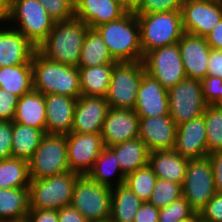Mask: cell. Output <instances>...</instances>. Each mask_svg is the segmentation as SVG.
<instances>
[{
	"label": "cell",
	"mask_w": 222,
	"mask_h": 222,
	"mask_svg": "<svg viewBox=\"0 0 222 222\" xmlns=\"http://www.w3.org/2000/svg\"><path fill=\"white\" fill-rule=\"evenodd\" d=\"M89 26L76 17L53 24L37 50L55 62L78 68L80 53Z\"/></svg>",
	"instance_id": "cell-1"
},
{
	"label": "cell",
	"mask_w": 222,
	"mask_h": 222,
	"mask_svg": "<svg viewBox=\"0 0 222 222\" xmlns=\"http://www.w3.org/2000/svg\"><path fill=\"white\" fill-rule=\"evenodd\" d=\"M33 89L40 93L60 94L79 98L81 96L78 68L55 62L38 50L32 57Z\"/></svg>",
	"instance_id": "cell-2"
},
{
	"label": "cell",
	"mask_w": 222,
	"mask_h": 222,
	"mask_svg": "<svg viewBox=\"0 0 222 222\" xmlns=\"http://www.w3.org/2000/svg\"><path fill=\"white\" fill-rule=\"evenodd\" d=\"M116 62L143 61L140 28L134 12L95 28Z\"/></svg>",
	"instance_id": "cell-3"
},
{
	"label": "cell",
	"mask_w": 222,
	"mask_h": 222,
	"mask_svg": "<svg viewBox=\"0 0 222 222\" xmlns=\"http://www.w3.org/2000/svg\"><path fill=\"white\" fill-rule=\"evenodd\" d=\"M54 23L38 0H10L7 4V25L37 48L47 38Z\"/></svg>",
	"instance_id": "cell-4"
},
{
	"label": "cell",
	"mask_w": 222,
	"mask_h": 222,
	"mask_svg": "<svg viewBox=\"0 0 222 222\" xmlns=\"http://www.w3.org/2000/svg\"><path fill=\"white\" fill-rule=\"evenodd\" d=\"M143 57L150 51L178 43L183 36L181 11L136 15Z\"/></svg>",
	"instance_id": "cell-5"
},
{
	"label": "cell",
	"mask_w": 222,
	"mask_h": 222,
	"mask_svg": "<svg viewBox=\"0 0 222 222\" xmlns=\"http://www.w3.org/2000/svg\"><path fill=\"white\" fill-rule=\"evenodd\" d=\"M30 180L69 172L66 134H45L28 160Z\"/></svg>",
	"instance_id": "cell-6"
},
{
	"label": "cell",
	"mask_w": 222,
	"mask_h": 222,
	"mask_svg": "<svg viewBox=\"0 0 222 222\" xmlns=\"http://www.w3.org/2000/svg\"><path fill=\"white\" fill-rule=\"evenodd\" d=\"M145 72L143 61L116 62L105 96L109 107L134 110L139 85Z\"/></svg>",
	"instance_id": "cell-7"
},
{
	"label": "cell",
	"mask_w": 222,
	"mask_h": 222,
	"mask_svg": "<svg viewBox=\"0 0 222 222\" xmlns=\"http://www.w3.org/2000/svg\"><path fill=\"white\" fill-rule=\"evenodd\" d=\"M79 174L66 172L38 180H30L31 209L59 210L71 204Z\"/></svg>",
	"instance_id": "cell-8"
},
{
	"label": "cell",
	"mask_w": 222,
	"mask_h": 222,
	"mask_svg": "<svg viewBox=\"0 0 222 222\" xmlns=\"http://www.w3.org/2000/svg\"><path fill=\"white\" fill-rule=\"evenodd\" d=\"M112 188L99 184L88 175H79L71 204L88 221L110 219Z\"/></svg>",
	"instance_id": "cell-9"
},
{
	"label": "cell",
	"mask_w": 222,
	"mask_h": 222,
	"mask_svg": "<svg viewBox=\"0 0 222 222\" xmlns=\"http://www.w3.org/2000/svg\"><path fill=\"white\" fill-rule=\"evenodd\" d=\"M169 115L179 126L203 115L207 104L200 80L186 78L168 90Z\"/></svg>",
	"instance_id": "cell-10"
},
{
	"label": "cell",
	"mask_w": 222,
	"mask_h": 222,
	"mask_svg": "<svg viewBox=\"0 0 222 222\" xmlns=\"http://www.w3.org/2000/svg\"><path fill=\"white\" fill-rule=\"evenodd\" d=\"M182 193L195 212H200L215 195L213 168L208 157L189 160Z\"/></svg>",
	"instance_id": "cell-11"
},
{
	"label": "cell",
	"mask_w": 222,
	"mask_h": 222,
	"mask_svg": "<svg viewBox=\"0 0 222 222\" xmlns=\"http://www.w3.org/2000/svg\"><path fill=\"white\" fill-rule=\"evenodd\" d=\"M143 63L146 73L167 90L187 78L178 43L148 52L143 58Z\"/></svg>",
	"instance_id": "cell-12"
},
{
	"label": "cell",
	"mask_w": 222,
	"mask_h": 222,
	"mask_svg": "<svg viewBox=\"0 0 222 222\" xmlns=\"http://www.w3.org/2000/svg\"><path fill=\"white\" fill-rule=\"evenodd\" d=\"M181 14L185 33L205 37L222 19V0H184Z\"/></svg>",
	"instance_id": "cell-13"
},
{
	"label": "cell",
	"mask_w": 222,
	"mask_h": 222,
	"mask_svg": "<svg viewBox=\"0 0 222 222\" xmlns=\"http://www.w3.org/2000/svg\"><path fill=\"white\" fill-rule=\"evenodd\" d=\"M69 169L79 175H87L102 152L104 146L101 134H66Z\"/></svg>",
	"instance_id": "cell-14"
},
{
	"label": "cell",
	"mask_w": 222,
	"mask_h": 222,
	"mask_svg": "<svg viewBox=\"0 0 222 222\" xmlns=\"http://www.w3.org/2000/svg\"><path fill=\"white\" fill-rule=\"evenodd\" d=\"M140 117L132 109L109 108L101 136L105 147L139 137Z\"/></svg>",
	"instance_id": "cell-15"
},
{
	"label": "cell",
	"mask_w": 222,
	"mask_h": 222,
	"mask_svg": "<svg viewBox=\"0 0 222 222\" xmlns=\"http://www.w3.org/2000/svg\"><path fill=\"white\" fill-rule=\"evenodd\" d=\"M109 108L104 97L81 95L75 106L71 132L101 134Z\"/></svg>",
	"instance_id": "cell-16"
},
{
	"label": "cell",
	"mask_w": 222,
	"mask_h": 222,
	"mask_svg": "<svg viewBox=\"0 0 222 222\" xmlns=\"http://www.w3.org/2000/svg\"><path fill=\"white\" fill-rule=\"evenodd\" d=\"M173 150L189 160L202 159L208 156L203 115L177 126Z\"/></svg>",
	"instance_id": "cell-17"
},
{
	"label": "cell",
	"mask_w": 222,
	"mask_h": 222,
	"mask_svg": "<svg viewBox=\"0 0 222 222\" xmlns=\"http://www.w3.org/2000/svg\"><path fill=\"white\" fill-rule=\"evenodd\" d=\"M177 126L170 115L140 117L139 138L149 152L172 150L175 145Z\"/></svg>",
	"instance_id": "cell-18"
},
{
	"label": "cell",
	"mask_w": 222,
	"mask_h": 222,
	"mask_svg": "<svg viewBox=\"0 0 222 222\" xmlns=\"http://www.w3.org/2000/svg\"><path fill=\"white\" fill-rule=\"evenodd\" d=\"M178 45L186 77L198 80L205 78L211 50L206 38L184 33Z\"/></svg>",
	"instance_id": "cell-19"
},
{
	"label": "cell",
	"mask_w": 222,
	"mask_h": 222,
	"mask_svg": "<svg viewBox=\"0 0 222 222\" xmlns=\"http://www.w3.org/2000/svg\"><path fill=\"white\" fill-rule=\"evenodd\" d=\"M134 111L139 117L169 115L168 90L146 72L139 85Z\"/></svg>",
	"instance_id": "cell-20"
},
{
	"label": "cell",
	"mask_w": 222,
	"mask_h": 222,
	"mask_svg": "<svg viewBox=\"0 0 222 222\" xmlns=\"http://www.w3.org/2000/svg\"><path fill=\"white\" fill-rule=\"evenodd\" d=\"M37 47L23 34L6 25L0 28V68L31 63Z\"/></svg>",
	"instance_id": "cell-21"
},
{
	"label": "cell",
	"mask_w": 222,
	"mask_h": 222,
	"mask_svg": "<svg viewBox=\"0 0 222 222\" xmlns=\"http://www.w3.org/2000/svg\"><path fill=\"white\" fill-rule=\"evenodd\" d=\"M78 98L60 94H46V134L71 133Z\"/></svg>",
	"instance_id": "cell-22"
},
{
	"label": "cell",
	"mask_w": 222,
	"mask_h": 222,
	"mask_svg": "<svg viewBox=\"0 0 222 222\" xmlns=\"http://www.w3.org/2000/svg\"><path fill=\"white\" fill-rule=\"evenodd\" d=\"M74 4L75 17L94 29L128 12L115 0H74Z\"/></svg>",
	"instance_id": "cell-23"
},
{
	"label": "cell",
	"mask_w": 222,
	"mask_h": 222,
	"mask_svg": "<svg viewBox=\"0 0 222 222\" xmlns=\"http://www.w3.org/2000/svg\"><path fill=\"white\" fill-rule=\"evenodd\" d=\"M189 159L172 150L149 152L148 164L161 179L183 184Z\"/></svg>",
	"instance_id": "cell-24"
},
{
	"label": "cell",
	"mask_w": 222,
	"mask_h": 222,
	"mask_svg": "<svg viewBox=\"0 0 222 222\" xmlns=\"http://www.w3.org/2000/svg\"><path fill=\"white\" fill-rule=\"evenodd\" d=\"M13 122L41 129L46 134L45 95L32 89L20 97Z\"/></svg>",
	"instance_id": "cell-25"
},
{
	"label": "cell",
	"mask_w": 222,
	"mask_h": 222,
	"mask_svg": "<svg viewBox=\"0 0 222 222\" xmlns=\"http://www.w3.org/2000/svg\"><path fill=\"white\" fill-rule=\"evenodd\" d=\"M31 210V191L26 188H0V222L26 220Z\"/></svg>",
	"instance_id": "cell-26"
},
{
	"label": "cell",
	"mask_w": 222,
	"mask_h": 222,
	"mask_svg": "<svg viewBox=\"0 0 222 222\" xmlns=\"http://www.w3.org/2000/svg\"><path fill=\"white\" fill-rule=\"evenodd\" d=\"M109 148L116 154L117 162L125 176L148 164L149 150L139 137Z\"/></svg>",
	"instance_id": "cell-27"
},
{
	"label": "cell",
	"mask_w": 222,
	"mask_h": 222,
	"mask_svg": "<svg viewBox=\"0 0 222 222\" xmlns=\"http://www.w3.org/2000/svg\"><path fill=\"white\" fill-rule=\"evenodd\" d=\"M142 203L126 184L112 187L111 222H133Z\"/></svg>",
	"instance_id": "cell-28"
},
{
	"label": "cell",
	"mask_w": 222,
	"mask_h": 222,
	"mask_svg": "<svg viewBox=\"0 0 222 222\" xmlns=\"http://www.w3.org/2000/svg\"><path fill=\"white\" fill-rule=\"evenodd\" d=\"M87 175L95 182L111 188L124 184L126 178L117 162L116 154L109 147L103 148Z\"/></svg>",
	"instance_id": "cell-29"
},
{
	"label": "cell",
	"mask_w": 222,
	"mask_h": 222,
	"mask_svg": "<svg viewBox=\"0 0 222 222\" xmlns=\"http://www.w3.org/2000/svg\"><path fill=\"white\" fill-rule=\"evenodd\" d=\"M114 64L78 67L81 95L104 97L107 94Z\"/></svg>",
	"instance_id": "cell-30"
},
{
	"label": "cell",
	"mask_w": 222,
	"mask_h": 222,
	"mask_svg": "<svg viewBox=\"0 0 222 222\" xmlns=\"http://www.w3.org/2000/svg\"><path fill=\"white\" fill-rule=\"evenodd\" d=\"M45 133L38 128L12 122V157L29 160Z\"/></svg>",
	"instance_id": "cell-31"
},
{
	"label": "cell",
	"mask_w": 222,
	"mask_h": 222,
	"mask_svg": "<svg viewBox=\"0 0 222 222\" xmlns=\"http://www.w3.org/2000/svg\"><path fill=\"white\" fill-rule=\"evenodd\" d=\"M101 35L89 28L83 42L78 67H92L102 64H115Z\"/></svg>",
	"instance_id": "cell-32"
},
{
	"label": "cell",
	"mask_w": 222,
	"mask_h": 222,
	"mask_svg": "<svg viewBox=\"0 0 222 222\" xmlns=\"http://www.w3.org/2000/svg\"><path fill=\"white\" fill-rule=\"evenodd\" d=\"M0 88L19 98L30 92L33 89L32 63L1 67Z\"/></svg>",
	"instance_id": "cell-33"
},
{
	"label": "cell",
	"mask_w": 222,
	"mask_h": 222,
	"mask_svg": "<svg viewBox=\"0 0 222 222\" xmlns=\"http://www.w3.org/2000/svg\"><path fill=\"white\" fill-rule=\"evenodd\" d=\"M29 185L27 160L15 157L0 160V188H26Z\"/></svg>",
	"instance_id": "cell-34"
},
{
	"label": "cell",
	"mask_w": 222,
	"mask_h": 222,
	"mask_svg": "<svg viewBox=\"0 0 222 222\" xmlns=\"http://www.w3.org/2000/svg\"><path fill=\"white\" fill-rule=\"evenodd\" d=\"M157 176L149 164L130 173L125 178V183L143 202L151 198Z\"/></svg>",
	"instance_id": "cell-35"
},
{
	"label": "cell",
	"mask_w": 222,
	"mask_h": 222,
	"mask_svg": "<svg viewBox=\"0 0 222 222\" xmlns=\"http://www.w3.org/2000/svg\"><path fill=\"white\" fill-rule=\"evenodd\" d=\"M203 117L206 126L208 153L222 150V107L220 105H207Z\"/></svg>",
	"instance_id": "cell-36"
},
{
	"label": "cell",
	"mask_w": 222,
	"mask_h": 222,
	"mask_svg": "<svg viewBox=\"0 0 222 222\" xmlns=\"http://www.w3.org/2000/svg\"><path fill=\"white\" fill-rule=\"evenodd\" d=\"M182 196L181 184L157 178L151 198L148 202L160 209L180 199Z\"/></svg>",
	"instance_id": "cell-37"
},
{
	"label": "cell",
	"mask_w": 222,
	"mask_h": 222,
	"mask_svg": "<svg viewBox=\"0 0 222 222\" xmlns=\"http://www.w3.org/2000/svg\"><path fill=\"white\" fill-rule=\"evenodd\" d=\"M194 212L188 201L182 196L168 206L159 209L158 222H179L191 216Z\"/></svg>",
	"instance_id": "cell-38"
},
{
	"label": "cell",
	"mask_w": 222,
	"mask_h": 222,
	"mask_svg": "<svg viewBox=\"0 0 222 222\" xmlns=\"http://www.w3.org/2000/svg\"><path fill=\"white\" fill-rule=\"evenodd\" d=\"M55 21H67L75 17L74 0H38Z\"/></svg>",
	"instance_id": "cell-39"
},
{
	"label": "cell",
	"mask_w": 222,
	"mask_h": 222,
	"mask_svg": "<svg viewBox=\"0 0 222 222\" xmlns=\"http://www.w3.org/2000/svg\"><path fill=\"white\" fill-rule=\"evenodd\" d=\"M184 0H139L136 15L181 11Z\"/></svg>",
	"instance_id": "cell-40"
},
{
	"label": "cell",
	"mask_w": 222,
	"mask_h": 222,
	"mask_svg": "<svg viewBox=\"0 0 222 222\" xmlns=\"http://www.w3.org/2000/svg\"><path fill=\"white\" fill-rule=\"evenodd\" d=\"M203 98L207 105L222 103V78L207 75L200 80Z\"/></svg>",
	"instance_id": "cell-41"
},
{
	"label": "cell",
	"mask_w": 222,
	"mask_h": 222,
	"mask_svg": "<svg viewBox=\"0 0 222 222\" xmlns=\"http://www.w3.org/2000/svg\"><path fill=\"white\" fill-rule=\"evenodd\" d=\"M203 222H222V193L215 195L200 211Z\"/></svg>",
	"instance_id": "cell-42"
},
{
	"label": "cell",
	"mask_w": 222,
	"mask_h": 222,
	"mask_svg": "<svg viewBox=\"0 0 222 222\" xmlns=\"http://www.w3.org/2000/svg\"><path fill=\"white\" fill-rule=\"evenodd\" d=\"M19 97L0 88V120L13 122Z\"/></svg>",
	"instance_id": "cell-43"
},
{
	"label": "cell",
	"mask_w": 222,
	"mask_h": 222,
	"mask_svg": "<svg viewBox=\"0 0 222 222\" xmlns=\"http://www.w3.org/2000/svg\"><path fill=\"white\" fill-rule=\"evenodd\" d=\"M12 122L0 120V160L12 157Z\"/></svg>",
	"instance_id": "cell-44"
},
{
	"label": "cell",
	"mask_w": 222,
	"mask_h": 222,
	"mask_svg": "<svg viewBox=\"0 0 222 222\" xmlns=\"http://www.w3.org/2000/svg\"><path fill=\"white\" fill-rule=\"evenodd\" d=\"M207 157L212 164L216 193H222V150L214 151Z\"/></svg>",
	"instance_id": "cell-45"
},
{
	"label": "cell",
	"mask_w": 222,
	"mask_h": 222,
	"mask_svg": "<svg viewBox=\"0 0 222 222\" xmlns=\"http://www.w3.org/2000/svg\"><path fill=\"white\" fill-rule=\"evenodd\" d=\"M159 208L149 202H143L133 222H158Z\"/></svg>",
	"instance_id": "cell-46"
},
{
	"label": "cell",
	"mask_w": 222,
	"mask_h": 222,
	"mask_svg": "<svg viewBox=\"0 0 222 222\" xmlns=\"http://www.w3.org/2000/svg\"><path fill=\"white\" fill-rule=\"evenodd\" d=\"M27 222H58V210L31 209L26 217Z\"/></svg>",
	"instance_id": "cell-47"
},
{
	"label": "cell",
	"mask_w": 222,
	"mask_h": 222,
	"mask_svg": "<svg viewBox=\"0 0 222 222\" xmlns=\"http://www.w3.org/2000/svg\"><path fill=\"white\" fill-rule=\"evenodd\" d=\"M207 75L222 78V50L211 48Z\"/></svg>",
	"instance_id": "cell-48"
},
{
	"label": "cell",
	"mask_w": 222,
	"mask_h": 222,
	"mask_svg": "<svg viewBox=\"0 0 222 222\" xmlns=\"http://www.w3.org/2000/svg\"><path fill=\"white\" fill-rule=\"evenodd\" d=\"M58 222H88V220L72 205L58 210Z\"/></svg>",
	"instance_id": "cell-49"
},
{
	"label": "cell",
	"mask_w": 222,
	"mask_h": 222,
	"mask_svg": "<svg viewBox=\"0 0 222 222\" xmlns=\"http://www.w3.org/2000/svg\"><path fill=\"white\" fill-rule=\"evenodd\" d=\"M205 38L211 48L222 50V19Z\"/></svg>",
	"instance_id": "cell-50"
},
{
	"label": "cell",
	"mask_w": 222,
	"mask_h": 222,
	"mask_svg": "<svg viewBox=\"0 0 222 222\" xmlns=\"http://www.w3.org/2000/svg\"><path fill=\"white\" fill-rule=\"evenodd\" d=\"M128 12H135L138 8L139 0H115Z\"/></svg>",
	"instance_id": "cell-51"
},
{
	"label": "cell",
	"mask_w": 222,
	"mask_h": 222,
	"mask_svg": "<svg viewBox=\"0 0 222 222\" xmlns=\"http://www.w3.org/2000/svg\"><path fill=\"white\" fill-rule=\"evenodd\" d=\"M7 25V4L0 0V28Z\"/></svg>",
	"instance_id": "cell-52"
},
{
	"label": "cell",
	"mask_w": 222,
	"mask_h": 222,
	"mask_svg": "<svg viewBox=\"0 0 222 222\" xmlns=\"http://www.w3.org/2000/svg\"><path fill=\"white\" fill-rule=\"evenodd\" d=\"M179 222H203V221H202L200 212H194L191 216L185 219H182Z\"/></svg>",
	"instance_id": "cell-53"
},
{
	"label": "cell",
	"mask_w": 222,
	"mask_h": 222,
	"mask_svg": "<svg viewBox=\"0 0 222 222\" xmlns=\"http://www.w3.org/2000/svg\"><path fill=\"white\" fill-rule=\"evenodd\" d=\"M88 222H111L110 219L100 220V221H88Z\"/></svg>",
	"instance_id": "cell-54"
},
{
	"label": "cell",
	"mask_w": 222,
	"mask_h": 222,
	"mask_svg": "<svg viewBox=\"0 0 222 222\" xmlns=\"http://www.w3.org/2000/svg\"><path fill=\"white\" fill-rule=\"evenodd\" d=\"M6 4H8V2L10 1V0H3Z\"/></svg>",
	"instance_id": "cell-55"
},
{
	"label": "cell",
	"mask_w": 222,
	"mask_h": 222,
	"mask_svg": "<svg viewBox=\"0 0 222 222\" xmlns=\"http://www.w3.org/2000/svg\"><path fill=\"white\" fill-rule=\"evenodd\" d=\"M14 222H27L26 220H23V221H14Z\"/></svg>",
	"instance_id": "cell-56"
}]
</instances>
